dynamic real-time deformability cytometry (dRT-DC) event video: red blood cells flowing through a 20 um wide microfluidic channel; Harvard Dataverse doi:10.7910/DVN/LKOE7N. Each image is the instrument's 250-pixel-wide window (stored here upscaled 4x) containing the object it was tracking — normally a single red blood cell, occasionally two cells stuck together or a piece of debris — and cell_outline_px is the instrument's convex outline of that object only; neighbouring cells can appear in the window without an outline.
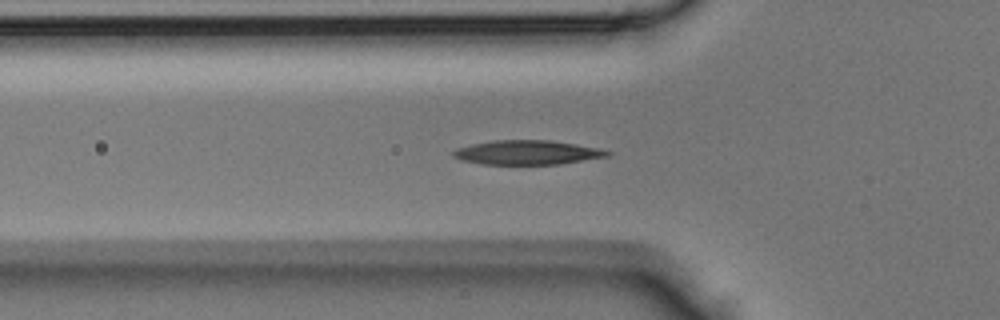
{"species": "Egyptian fruit bat (a non-hibernating species)", "species_latin": "Rousettus aegyptiacus", "temperature_condition": "room temperature", "stored_images_in_passage": 37, "camera_frame_rate_fps": 3000, "um_per_image_px": 0.085, "animal": {"sex": "male"}, "frame": {"image": 1, "passage_image": 11, "time_ms": 3.333, "image_size_px": [1000, 320], "cell_outline_px": [[612, 152], [608, 156], [560, 164], [480, 164], [464, 160], [452, 156], [452, 152], [456, 148], [472, 144], [492, 140], [552, 140], [576, 144], [596, 148]], "centroid_in_image_um": [44.79, 12.95], "position_along_channel_um": 81.0, "area_um2": 21.68}}
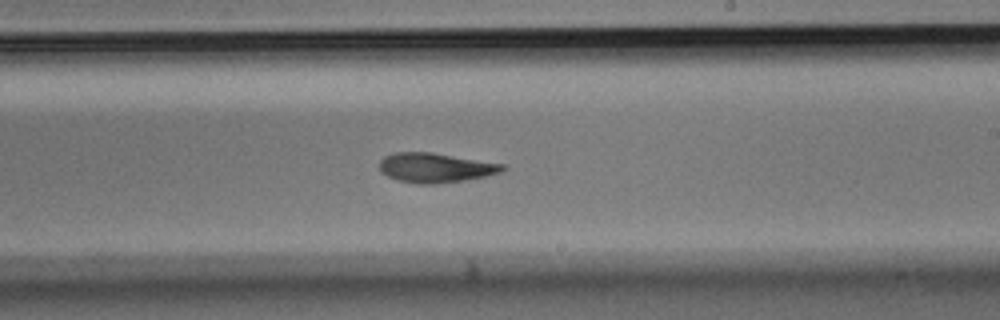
{"frame": {"image": 2, "passage_image": 22, "time_ms": 7.0, "image_size_px": [1000, 320], "cell_outline_px": [[508, 168], [500, 172], [484, 176], [464, 180], [432, 184], [416, 184], [400, 180], [388, 176], [380, 172], [380, 160], [384, 156], [396, 152], [432, 152], [504, 164]], "centroid_in_image_um": [37.0, 14.25], "position_along_channel_um": 252.0, "area_um2": 21.1}}
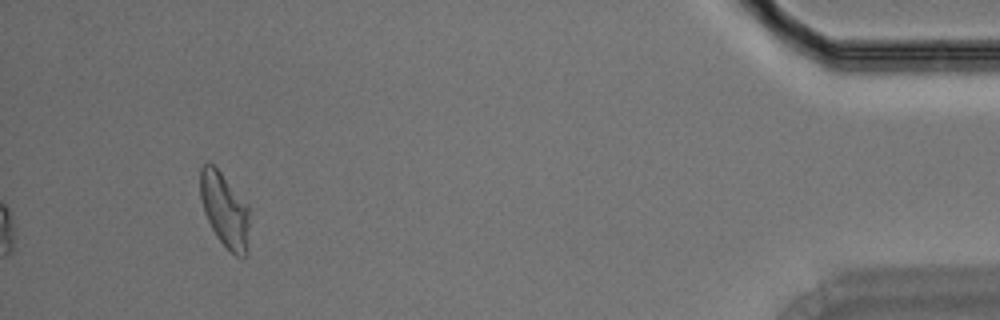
{"frame": {"image": 3, "passage_image": 37, "time_ms": 12.0, "image_size_px": [1000, 320], "cell_outline_px": [[248, 224], [244, 256], [236, 256], [216, 236], [204, 212], [200, 196], [200, 168], [204, 164], [212, 164], [220, 172], [248, 204]], "centroid_in_image_um": [19.06, 17.79], "position_along_channel_um": 416.1, "area_um2": 20.58}}